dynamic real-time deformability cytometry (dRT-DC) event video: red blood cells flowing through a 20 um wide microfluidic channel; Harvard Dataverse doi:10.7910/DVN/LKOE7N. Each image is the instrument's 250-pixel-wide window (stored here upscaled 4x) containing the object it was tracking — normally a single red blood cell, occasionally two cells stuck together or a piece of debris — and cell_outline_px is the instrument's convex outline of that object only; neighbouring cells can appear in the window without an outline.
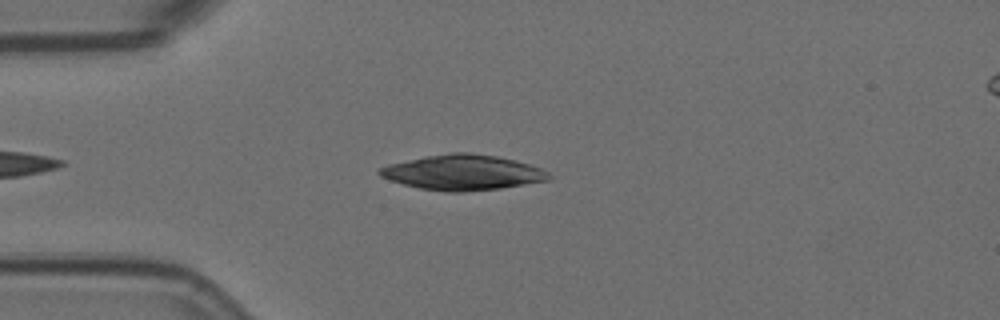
{"species": "Egyptian fruit bat (a non-hibernating species)", "species_latin": "Rousettus aegyptiacus", "temperature_condition": "room temperature", "stored_images_in_passage": 4, "camera_frame_rate_fps": 3000, "um_per_image_px": 0.085, "animal": {"sex": "female"}, "frame": {"image": 1, "passage_image": 4, "time_ms": 1.0, "image_size_px": [1000, 320], "cell_outline_px": [[552, 176], [548, 180], [500, 188], [464, 192], [444, 192], [420, 188], [404, 184], [380, 176], [376, 172], [380, 168], [388, 164], [424, 156], [452, 152], [468, 152], [496, 156], [516, 160], [540, 168], [548, 172]], "centroid_in_image_um": [39.32, 14.65], "position_along_channel_um": 45.7, "area_um2": 34.68}}